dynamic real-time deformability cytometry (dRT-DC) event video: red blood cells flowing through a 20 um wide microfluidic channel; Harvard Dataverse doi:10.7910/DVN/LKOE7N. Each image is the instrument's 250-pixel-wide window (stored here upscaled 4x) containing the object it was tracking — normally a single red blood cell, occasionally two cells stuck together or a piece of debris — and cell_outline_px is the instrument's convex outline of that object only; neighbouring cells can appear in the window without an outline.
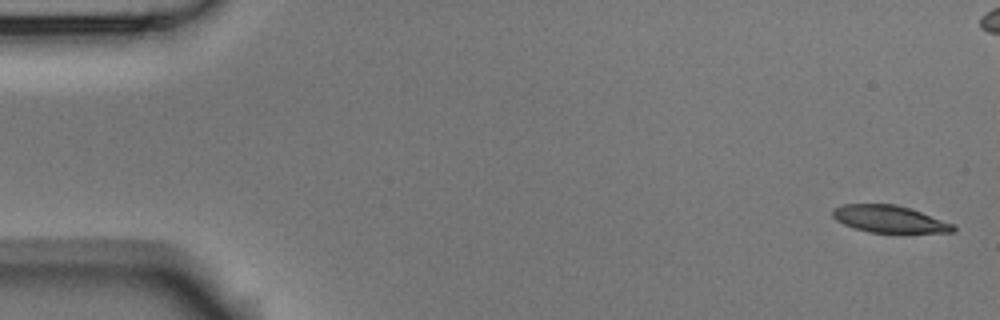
{"species": "Egyptian fruit bat (a non-hibernating species)", "species_latin": "Rousettus aegyptiacus", "temperature_condition": "room temperature", "stored_images_in_passage": 13, "camera_frame_rate_fps": 3000, "um_per_image_px": 0.085, "animal": {"sex": "male"}, "frame": {"image": 1, "passage_image": 1, "time_ms": 0.0, "image_size_px": [1000, 320], "cell_outline_px": [[956, 232], [868, 232], [852, 228], [836, 220], [832, 216], [832, 208], [844, 204], [896, 204], [956, 224]], "centroid_in_image_um": [75.58, 18.62], "position_along_channel_um": 9.4, "area_um2": 19.02}}
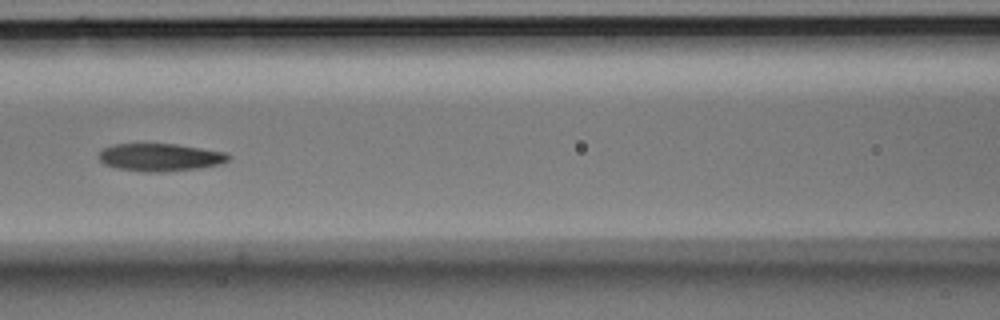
{"frame": {"image": 2, "passage_image": 7, "time_ms": 2.0, "image_size_px": [1000, 320], "cell_outline_px": [[232, 156], [228, 160], [220, 164], [200, 168], [164, 172], [144, 172], [116, 168], [104, 164], [100, 160], [100, 152], [104, 148], [112, 144], [176, 144], [228, 152]], "centroid_in_image_um": [13.65, 13.37], "position_along_channel_um": 152.9, "area_um2": 21.04}}
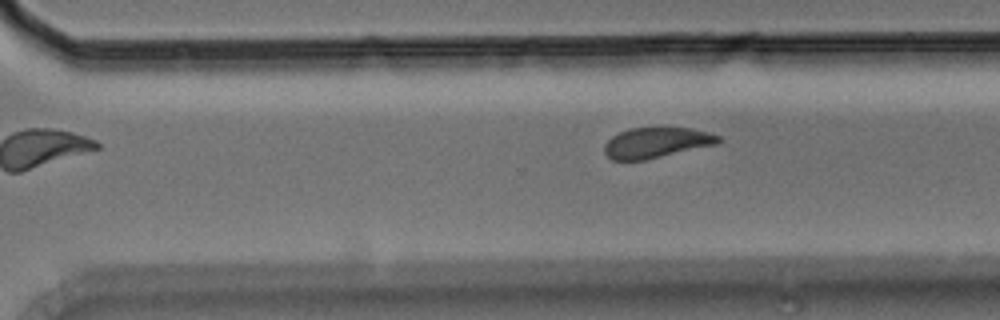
{"frame": {"image": 3, "passage_image": 13, "time_ms": 4.0, "image_size_px": [1000, 320], "cell_outline_px": [[724, 140], [716, 144], [644, 160], [612, 160], [604, 152], [604, 144], [612, 136], [628, 128], [692, 128], [708, 132], [720, 136]], "centroid_in_image_um": [55.79, 12.12], "position_along_channel_um": 314.8, "area_um2": 20.11}}